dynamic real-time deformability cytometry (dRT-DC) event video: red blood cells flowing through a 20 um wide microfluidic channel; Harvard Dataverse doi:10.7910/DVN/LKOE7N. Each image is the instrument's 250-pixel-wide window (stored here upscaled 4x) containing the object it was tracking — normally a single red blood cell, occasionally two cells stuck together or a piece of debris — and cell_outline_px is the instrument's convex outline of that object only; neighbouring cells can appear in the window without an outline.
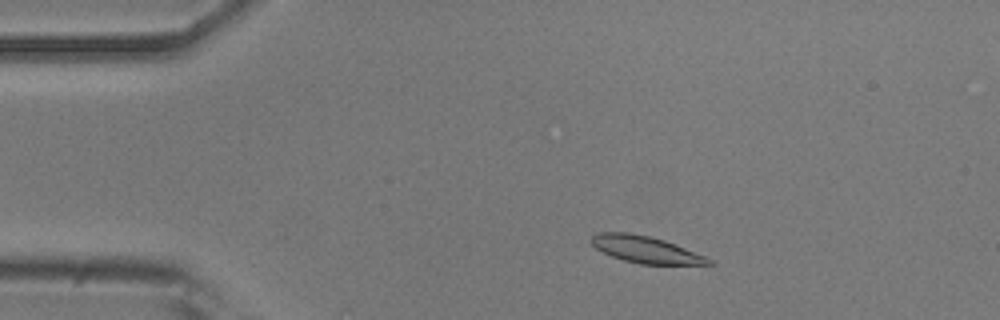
{"species": "common noctule bat (a hibernating species)", "species_latin": "Nyctalus noctula", "temperature_condition": "room temperature", "stored_images_in_passage": 13, "camera_frame_rate_fps": 3000, "um_per_image_px": 0.085, "animal": {"sex": "male", "body_mass_g": 20.5, "forearm_length_mm": 52.5}, "frame": {"image": 1, "passage_image": 6, "time_ms": 1.667, "image_size_px": [1000, 320], "cell_outline_px": [[716, 264], [640, 264], [624, 260], [612, 256], [596, 248], [592, 244], [592, 236], [596, 232], [628, 232], [648, 236], [664, 240], [704, 256], [712, 260]], "centroid_in_image_um": [54.85, 21.2], "position_along_channel_um": 30.1, "area_um2": 17.98}}